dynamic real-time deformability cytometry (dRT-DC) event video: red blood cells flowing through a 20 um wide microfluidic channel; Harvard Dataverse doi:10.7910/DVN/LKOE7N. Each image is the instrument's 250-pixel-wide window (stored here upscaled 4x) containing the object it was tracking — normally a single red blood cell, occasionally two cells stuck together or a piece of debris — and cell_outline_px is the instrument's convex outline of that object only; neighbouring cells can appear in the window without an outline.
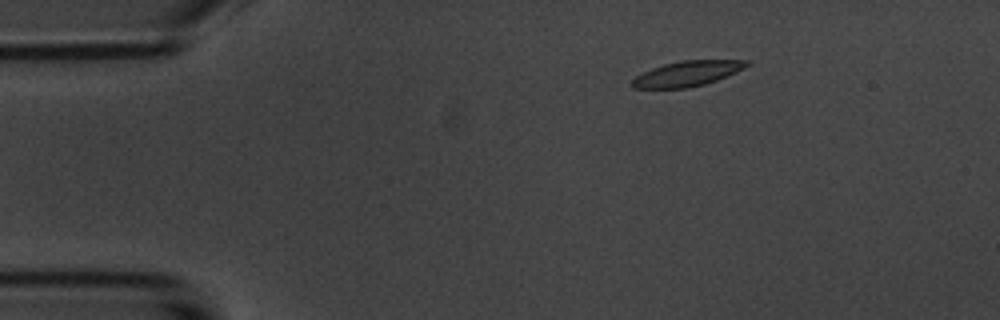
{"species": "common noctule bat (a hibernating species)", "species_latin": "Nyctalus noctula", "temperature_condition": "room temperature", "stored_images_in_passage": 4, "camera_frame_rate_fps": 3000, "um_per_image_px": 0.085, "animal": {"sex": "male", "body_mass_g": 20.1, "forearm_length_mm": 53.5}, "frame": {"image": 1, "passage_image": 2, "time_ms": 1.0, "image_size_px": [1000, 320], "cell_outline_px": [[752, 64], [736, 72], [716, 80], [704, 84], [688, 88], [632, 88], [632, 80], [636, 76], [652, 68], [664, 64], [680, 60], [752, 60]], "centroid_in_image_um": [58.45, 6.24], "position_along_channel_um": 26.5, "area_um2": 16.82}}